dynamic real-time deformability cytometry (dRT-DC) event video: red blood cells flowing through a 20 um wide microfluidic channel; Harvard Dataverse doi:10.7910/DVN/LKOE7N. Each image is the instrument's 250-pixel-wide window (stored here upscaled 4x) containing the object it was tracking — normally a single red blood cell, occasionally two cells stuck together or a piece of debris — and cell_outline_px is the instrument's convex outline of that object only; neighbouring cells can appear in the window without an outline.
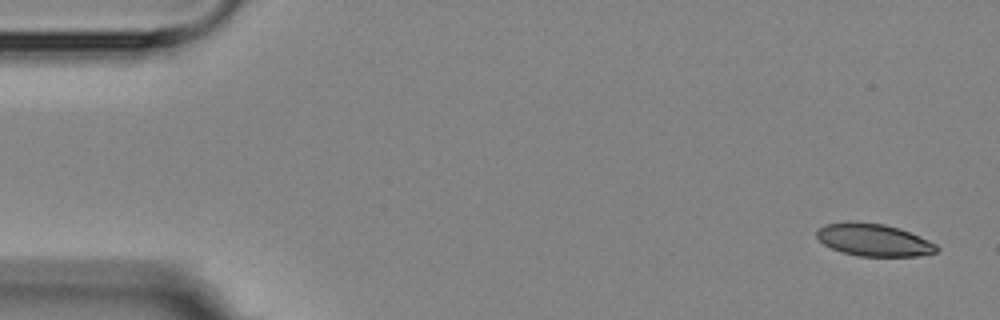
{"species": "Egyptian fruit bat (a non-hibernating species)", "species_latin": "Rousettus aegyptiacus", "temperature_condition": "room temperature", "stored_images_in_passage": 6, "camera_frame_rate_fps": 3000, "um_per_image_px": 0.085, "animal": {"sex": "female"}, "frame": {"image": 1, "passage_image": 1, "time_ms": 0.0, "image_size_px": [1000, 320], "cell_outline_px": [[940, 248], [936, 252], [916, 256], [860, 256], [844, 252], [832, 248], [824, 244], [816, 236], [816, 232], [824, 224], [844, 220], [852, 220], [884, 224], [900, 228], [928, 240], [936, 244]], "centroid_in_image_um": [74.24, 20.36], "position_along_channel_um": 10.8, "area_um2": 22.77}}
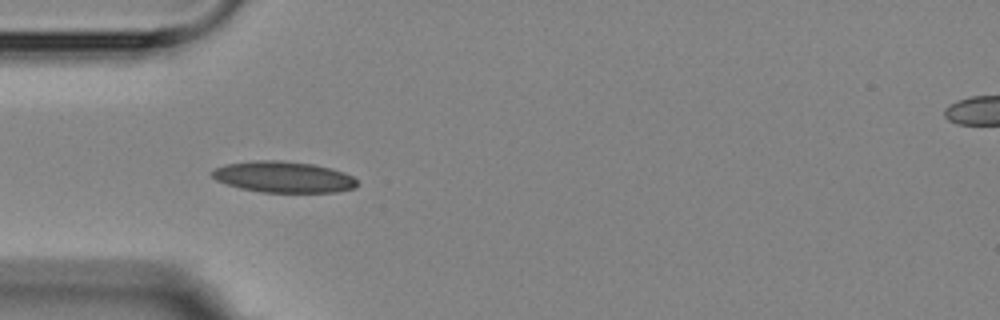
{"frame": {"image": 2, "passage_image": 5, "time_ms": 4.667, "image_size_px": [1000, 320], "cell_outline_px": [[356, 188], [336, 192], [260, 192], [240, 188], [216, 180], [208, 172], [212, 168], [224, 164], [252, 160], [284, 160], [312, 164], [332, 168], [344, 172], [352, 176], [356, 180]], "centroid_in_image_um": [24.05, 15.03], "position_along_channel_um": 61.0, "area_um2": 26.65}}
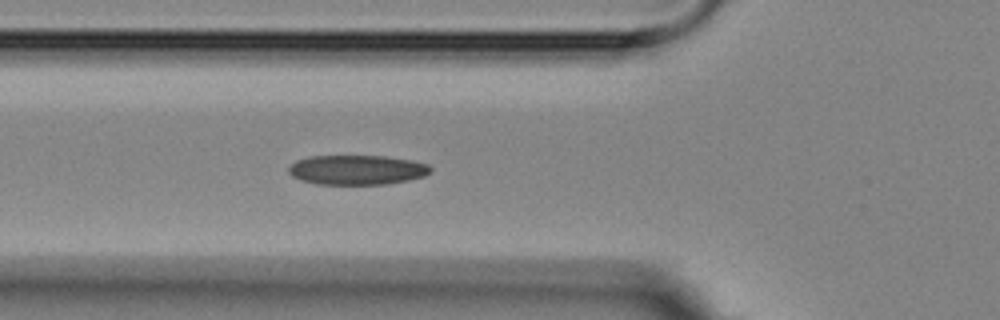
{"frame": {"image": 3, "passage_image": 6, "time_ms": 5.667, "image_size_px": [1000, 320], "cell_outline_px": [[432, 172], [424, 176], [408, 180], [388, 184], [316, 184], [300, 180], [292, 176], [288, 172], [288, 168], [296, 160], [308, 156], [384, 156], [412, 160], [428, 164], [432, 168]], "centroid_in_image_um": [30.35, 14.44], "position_along_channel_um": 95.5, "area_um2": 24.68}}